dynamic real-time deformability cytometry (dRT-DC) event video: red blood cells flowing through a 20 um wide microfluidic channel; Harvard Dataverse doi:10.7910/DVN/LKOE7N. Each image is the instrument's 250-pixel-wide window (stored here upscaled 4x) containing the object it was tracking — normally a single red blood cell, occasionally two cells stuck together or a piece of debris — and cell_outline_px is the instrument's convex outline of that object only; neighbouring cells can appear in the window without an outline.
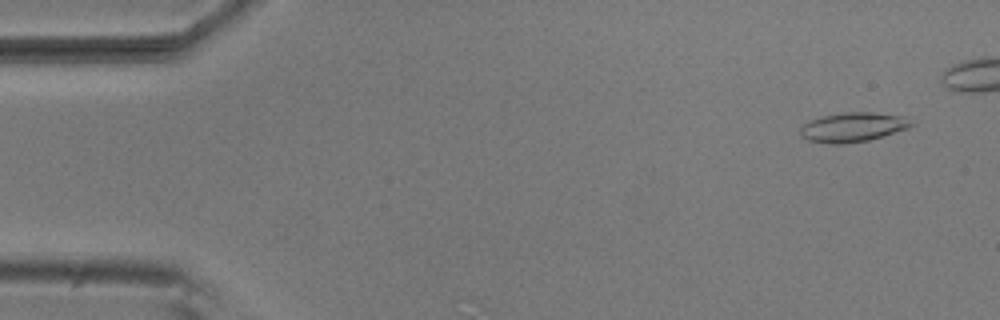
{"species": "common noctule bat (a hibernating species)", "species_latin": "Nyctalus noctula", "temperature_condition": "room temperature", "stored_images_in_passage": 45, "camera_frame_rate_fps": 3000, "um_per_image_px": 0.085, "animal": {"sex": "male", "body_mass_g": 20.5, "forearm_length_mm": 52.5}, "frame": {"image": 1, "passage_image": 3, "time_ms": 0.667, "image_size_px": [1000, 320], "cell_outline_px": [[916, 124], [908, 128], [868, 140], [844, 144], [828, 144], [808, 140], [800, 136], [800, 128], [808, 120], [824, 116], [844, 112], [872, 112], [908, 116]], "centroid_in_image_um": [72.52, 10.8], "position_along_channel_um": 12.5, "area_um2": 19.25}}
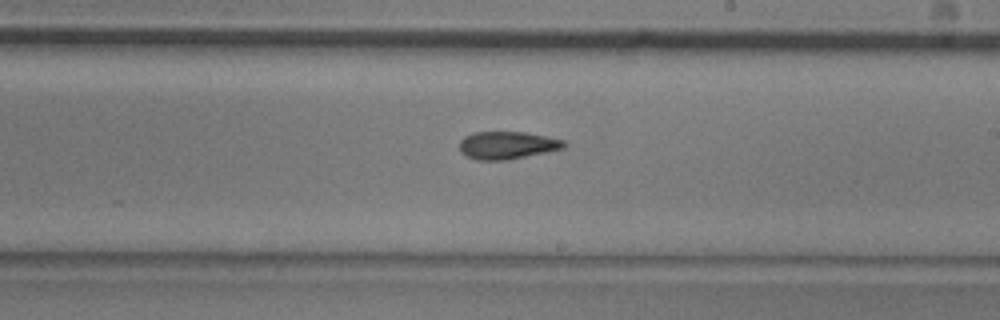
{"frame": {"image": 2, "passage_image": 30, "time_ms": 9.667, "image_size_px": [1000, 320], "cell_outline_px": [[568, 144], [564, 148], [508, 160], [476, 160], [460, 152], [460, 140], [464, 136], [472, 132], [524, 132], [564, 140]], "centroid_in_image_um": [43.1, 12.34], "position_along_channel_um": 245.9, "area_um2": 16.82}}
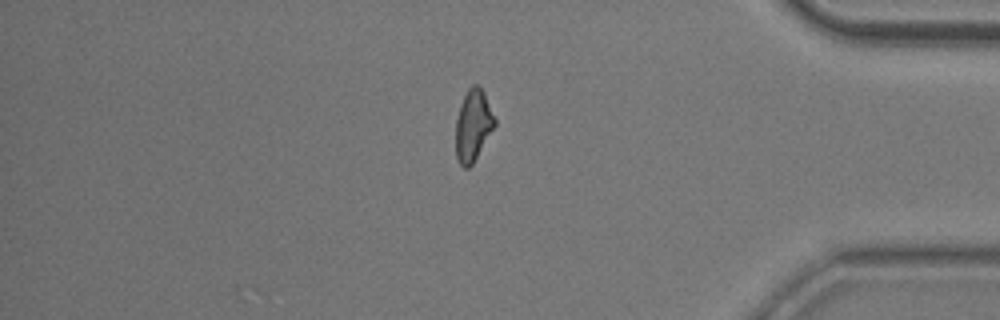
{"frame": {"image": 3, "passage_image": 44, "time_ms": 14.333, "image_size_px": [1000, 320], "cell_outline_px": [[496, 124], [472, 164], [468, 168], [464, 168], [460, 164], [456, 156], [456, 120], [460, 104], [468, 88], [472, 84], [476, 84], [484, 92], [496, 120]], "centroid_in_image_um": [40.21, 10.65], "position_along_channel_um": 395.0, "area_um2": 16.07}}